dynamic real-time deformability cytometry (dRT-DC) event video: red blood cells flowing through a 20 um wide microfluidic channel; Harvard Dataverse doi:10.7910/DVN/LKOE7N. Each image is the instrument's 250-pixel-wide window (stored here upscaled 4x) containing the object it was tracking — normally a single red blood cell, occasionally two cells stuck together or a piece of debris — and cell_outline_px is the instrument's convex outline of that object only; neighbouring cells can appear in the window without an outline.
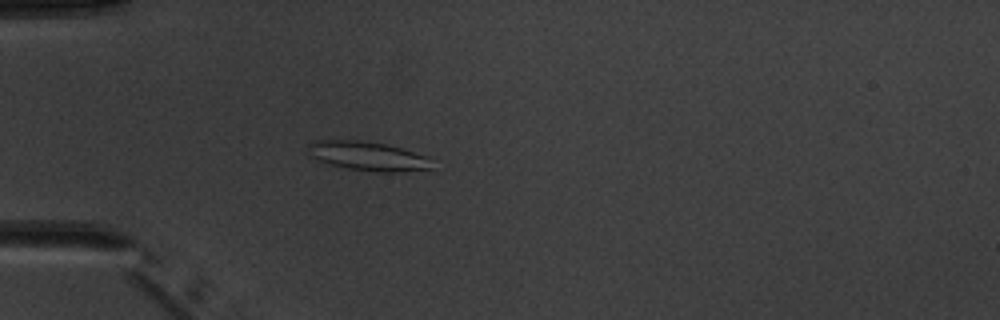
{"species": "common noctule bat (a hibernating species)", "species_latin": "Nyctalus noctula", "temperature_condition": "warm", "stored_images_in_passage": 5, "camera_frame_rate_fps": 3000, "um_per_image_px": 0.085, "animal": {"sex": "male", "body_mass_g": 20.1, "forearm_length_mm": 53.5}, "frame": {"image": 1, "passage_image": 5, "time_ms": 4.667, "image_size_px": [1000, 320], "cell_outline_px": [[432, 168], [400, 172], [380, 172], [348, 168], [316, 160], [308, 156], [308, 144], [312, 140], [356, 140], [388, 144], [428, 156]], "centroid_in_image_um": [31.22, 13.25], "position_along_channel_um": 53.8, "area_um2": 21.04}}